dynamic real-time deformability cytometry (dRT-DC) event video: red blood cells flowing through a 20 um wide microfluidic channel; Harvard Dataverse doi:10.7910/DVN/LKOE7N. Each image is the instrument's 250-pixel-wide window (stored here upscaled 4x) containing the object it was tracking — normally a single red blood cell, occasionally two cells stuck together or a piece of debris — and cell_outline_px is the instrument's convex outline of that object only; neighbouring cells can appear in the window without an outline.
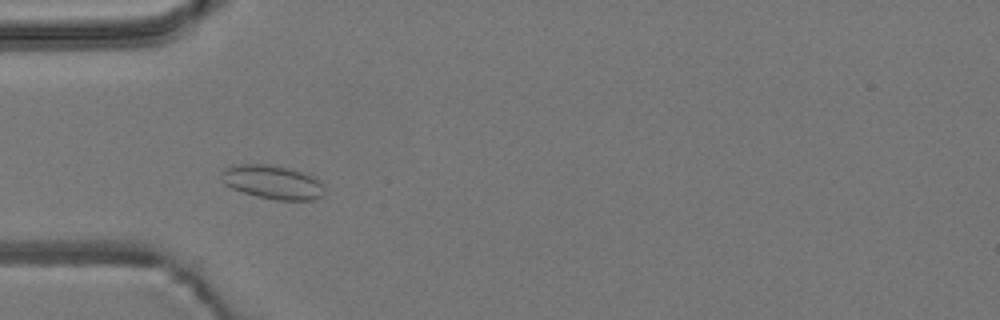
{"species": "common noctule bat (a hibernating species)", "species_latin": "Nyctalus noctula", "temperature_condition": "room temperature", "stored_images_in_passage": 42, "camera_frame_rate_fps": 3000, "um_per_image_px": 0.085, "animal": {"sex": "male", "body_mass_g": 19.2, "forearm_length_mm": 51.8}, "frame": {"image": 1, "passage_image": 12, "time_ms": 3.667, "image_size_px": [1000, 320], "cell_outline_px": [[324, 196], [316, 200], [276, 200], [256, 196], [232, 188], [224, 184], [220, 180], [220, 172], [228, 168], [240, 164], [268, 164], [288, 168], [304, 172], [312, 176], [324, 188]], "centroid_in_image_um": [23.16, 15.49], "position_along_channel_um": 61.8, "area_um2": 20.29}}
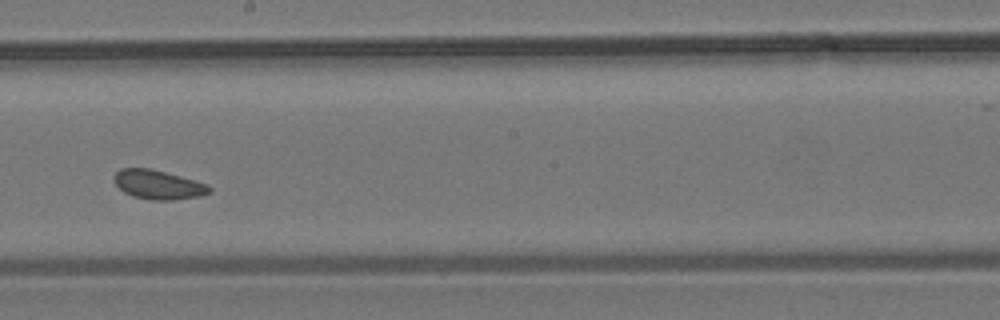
{"frame": {"image": 2, "passage_image": 26, "time_ms": 8.333, "image_size_px": [1000, 320], "cell_outline_px": [[212, 192], [200, 196], [172, 200], [152, 200], [132, 196], [124, 192], [112, 180], [112, 176], [120, 168], [152, 168], [208, 184], [212, 188]], "centroid_in_image_um": [13.44, 15.69], "position_along_channel_um": 234.8, "area_um2": 16.36}}
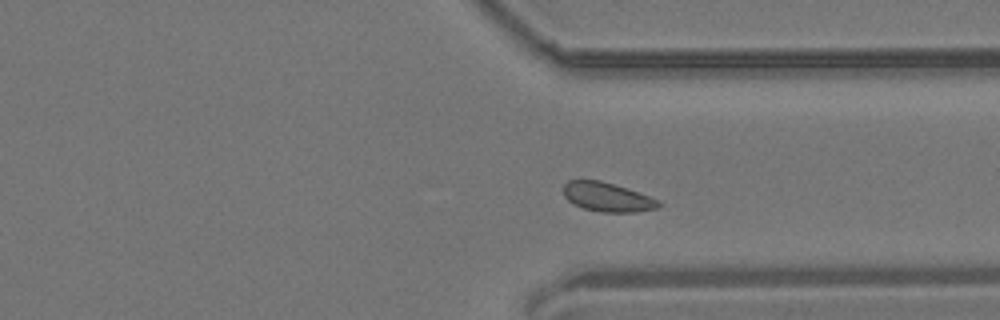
{"frame": {"image": 3, "passage_image": 36, "time_ms": 11.667, "image_size_px": [1000, 320], "cell_outline_px": [[660, 204], [656, 208], [636, 212], [600, 212], [584, 208], [572, 204], [564, 196], [564, 184], [568, 180], [600, 180], [660, 200]], "centroid_in_image_um": [51.57, 16.76], "position_along_channel_um": 359.8, "area_um2": 15.9}, "authors_computed_cell_mechanics": {"area_um2": 16.3574, "velocity_mm_per_s": 3.7429, "shape_relaxation_time_tau1_ms": null, "shape_relaxation_time_tau2_ms": 1.7728, "deformation_change_tau1": null, "deformation_change_tau2": 0.0716}}